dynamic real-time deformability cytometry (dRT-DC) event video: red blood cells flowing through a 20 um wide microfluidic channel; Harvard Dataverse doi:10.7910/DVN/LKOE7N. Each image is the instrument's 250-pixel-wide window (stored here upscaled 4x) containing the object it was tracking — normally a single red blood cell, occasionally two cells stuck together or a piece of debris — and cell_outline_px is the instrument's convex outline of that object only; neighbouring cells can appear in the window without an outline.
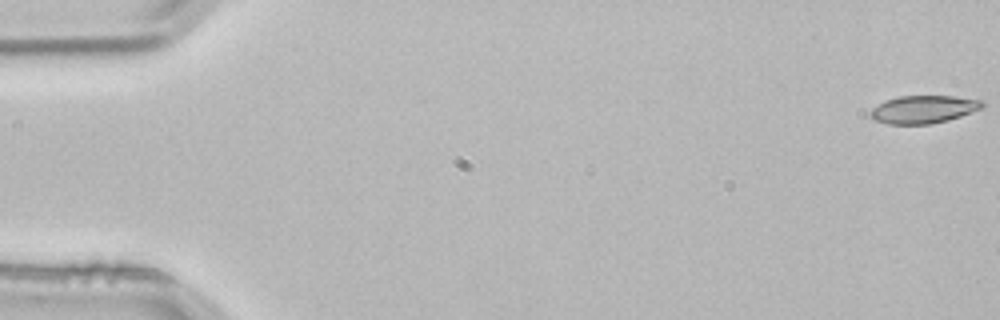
{"species": "common noctule bat (a hibernating species)", "species_latin": "Nyctalus noctula", "temperature_condition": "room temperature", "stored_images_in_passage": 3, "camera_frame_rate_fps": 3000, "um_per_image_px": 0.085, "animal": {"sex": "male", "body_mass_g": 21.5, "forearm_length_mm": 52.0}, "frame": {"image": 1, "passage_image": 1, "time_ms": 0.0, "image_size_px": [1000, 320], "cell_outline_px": [[984, 108], [948, 120], [932, 124], [888, 124], [876, 120], [868, 112], [872, 108], [884, 100], [900, 96], [952, 96], [984, 100]], "centroid_in_image_um": [78.52, 9.29], "position_along_channel_um": 6.5, "area_um2": 18.21}}